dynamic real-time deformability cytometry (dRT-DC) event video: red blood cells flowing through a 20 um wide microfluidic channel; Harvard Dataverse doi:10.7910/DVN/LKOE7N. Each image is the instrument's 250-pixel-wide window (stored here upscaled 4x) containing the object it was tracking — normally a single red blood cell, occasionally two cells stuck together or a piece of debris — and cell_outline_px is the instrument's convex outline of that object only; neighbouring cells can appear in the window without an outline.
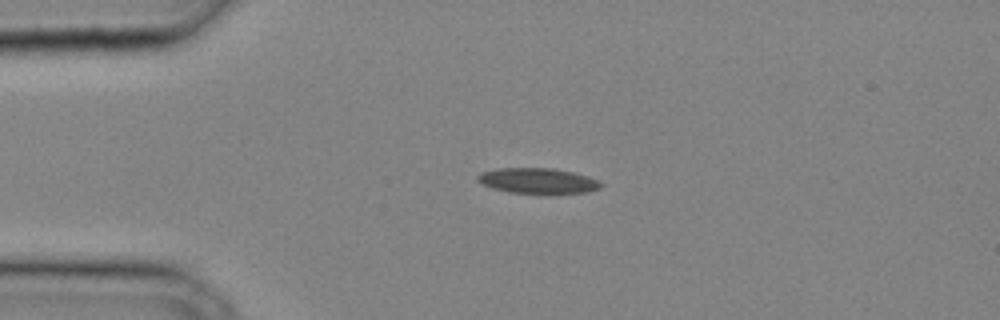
{"species": "common noctule bat (a hibernating species)", "species_latin": "Nyctalus noctula", "temperature_condition": "cold", "stored_images_in_passage": 35, "camera_frame_rate_fps": 3000, "um_per_image_px": 0.085, "animal": {"sex": "male", "body_mass_g": 20.4}, "frame": {"image": 1, "passage_image": 8, "time_ms": 2.333, "image_size_px": [1000, 320], "cell_outline_px": [[604, 184], [600, 188], [588, 192], [552, 196], [548, 196], [508, 192], [492, 188], [476, 180], [476, 176], [480, 172], [496, 168], [552, 168], [572, 172], [588, 176], [600, 180]], "centroid_in_image_um": [45.76, 15.41], "position_along_channel_um": 39.2, "area_um2": 19.25}}
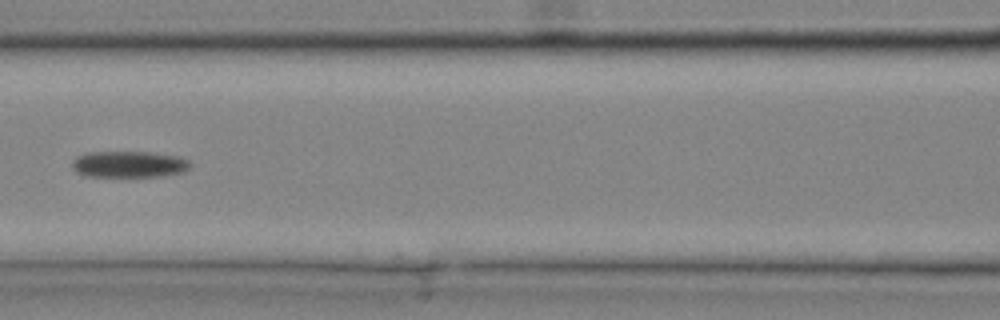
{"frame": {"image": 2, "passage_image": 16, "time_ms": 5.0, "image_size_px": [1000, 320], "cell_outline_px": [[192, 164], [184, 172], [164, 176], [88, 176], [76, 172], [72, 168], [72, 160], [76, 156], [88, 152], [152, 152], [180, 156], [188, 160]], "centroid_in_image_um": [10.98, 13.95], "position_along_channel_um": 155.6, "area_um2": 18.32}}
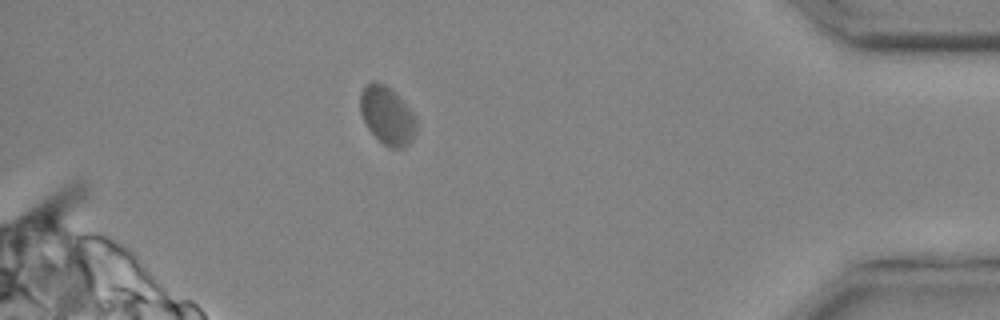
{"frame": {"image": 3, "passage_image": 32, "time_ms": 10.333, "image_size_px": [1000, 320], "cell_outline_px": [[416, 132], [412, 140], [408, 144], [400, 148], [388, 148], [368, 128], [360, 112], [360, 92], [372, 80], [376, 80], [384, 84], [396, 92], [412, 112], [416, 120]], "centroid_in_image_um": [32.91, 9.79], "position_along_channel_um": 402.3, "area_um2": 18.9}}